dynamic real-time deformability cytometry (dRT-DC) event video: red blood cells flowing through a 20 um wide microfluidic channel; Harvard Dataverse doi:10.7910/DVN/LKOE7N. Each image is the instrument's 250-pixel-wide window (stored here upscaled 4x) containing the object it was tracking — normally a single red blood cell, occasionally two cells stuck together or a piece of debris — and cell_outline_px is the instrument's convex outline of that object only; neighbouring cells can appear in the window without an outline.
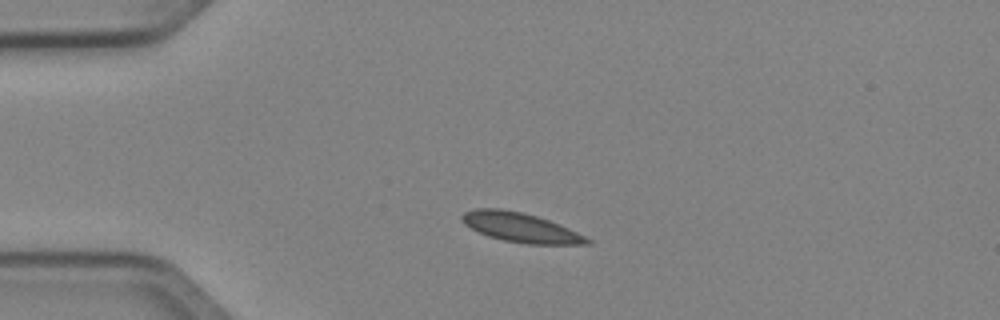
{"species": "Egyptian fruit bat (a non-hibernating species)", "species_latin": "Rousettus aegyptiacus", "temperature_condition": "cold", "stored_images_in_passage": 40, "camera_frame_rate_fps": 3000, "um_per_image_px": 0.085, "animal": {"sex": "female"}, "frame": {"image": 1, "passage_image": 1, "time_ms": 0.0, "image_size_px": [1000, 320], "cell_outline_px": [[592, 244], [528, 244], [504, 240], [488, 236], [464, 224], [460, 220], [460, 216], [464, 212], [476, 208], [500, 208], [520, 212], [536, 216], [548, 220], [568, 228], [592, 240]], "centroid_in_image_um": [44.22, 19.33], "position_along_channel_um": 40.8, "area_um2": 21.21}}
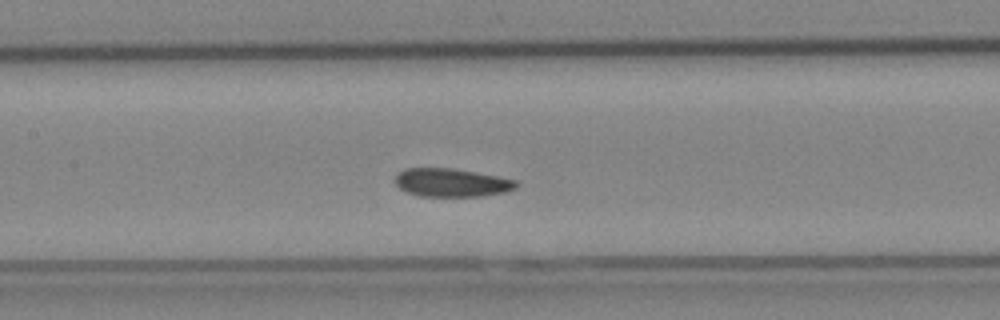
{"frame": {"image": 2, "passage_image": 13, "time_ms": 4.0, "image_size_px": [1000, 320], "cell_outline_px": [[520, 184], [516, 188], [504, 192], [480, 196], [420, 196], [408, 192], [400, 188], [396, 184], [396, 172], [404, 168], [452, 168], [496, 176], [516, 180]], "centroid_in_image_um": [38.37, 15.51], "position_along_channel_um": 169.0, "area_um2": 19.88}}
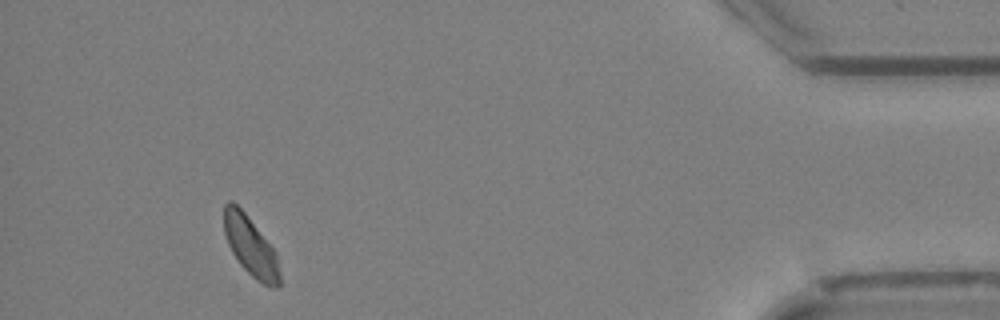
{"frame": {"image": 3, "passage_image": 36, "time_ms": 11.667, "image_size_px": [1000, 320], "cell_outline_px": [[280, 284], [276, 288], [264, 284], [256, 280], [240, 264], [232, 252], [228, 244], [224, 232], [224, 204], [228, 200], [232, 200], [244, 212], [272, 248], [276, 256], [280, 272]], "centroid_in_image_um": [21.27, 20.93], "position_along_channel_um": 413.9, "area_um2": 18.84}, "authors_computed_cell_mechanics": {"area_um2": 19.9988, "velocity_mm_per_s": 3.9876, "shape_relaxation_time_tau1_ms": 3.5302, "shape_relaxation_time_tau2_ms": null, "deformation_change_tau1": 0.0554, "deformation_change_tau2": null}}